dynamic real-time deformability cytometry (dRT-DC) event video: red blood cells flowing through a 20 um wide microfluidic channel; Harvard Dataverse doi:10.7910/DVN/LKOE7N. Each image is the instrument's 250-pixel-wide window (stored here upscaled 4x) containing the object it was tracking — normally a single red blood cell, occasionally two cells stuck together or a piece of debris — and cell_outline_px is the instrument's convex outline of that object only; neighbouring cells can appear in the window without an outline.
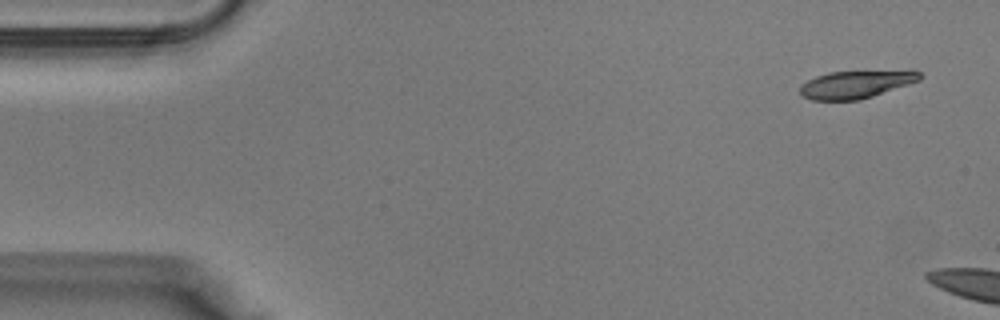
{"species": "Egyptian fruit bat (a non-hibernating species)", "species_latin": "Rousettus aegyptiacus", "temperature_condition": "warm", "stored_images_in_passage": 7, "camera_frame_rate_fps": 3000, "um_per_image_px": 0.085, "animal": {"sex": "male"}, "frame": {"image": 1, "passage_image": 1, "time_ms": 0.0, "image_size_px": [1000, 320], "cell_outline_px": [[924, 76], [920, 80], [860, 100], [812, 100], [804, 96], [800, 92], [800, 84], [816, 76], [828, 72], [912, 68], [920, 72]], "centroid_in_image_um": [72.85, 7.12], "position_along_channel_um": 12.1, "area_um2": 20.0}}